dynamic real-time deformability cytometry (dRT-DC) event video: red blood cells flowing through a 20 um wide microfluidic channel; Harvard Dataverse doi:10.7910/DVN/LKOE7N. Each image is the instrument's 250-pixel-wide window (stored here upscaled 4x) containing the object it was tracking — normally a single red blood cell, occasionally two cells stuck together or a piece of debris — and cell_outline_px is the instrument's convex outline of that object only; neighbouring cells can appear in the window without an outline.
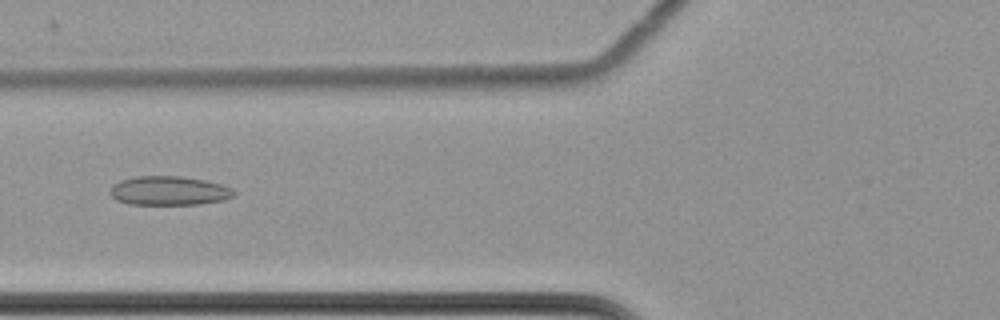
{"species": "common noctule bat (a hibernating species)", "species_latin": "Nyctalus noctula", "temperature_condition": "cold", "stored_images_in_passage": 52, "camera_frame_rate_fps": 3000, "um_per_image_px": 0.085, "animal": {"sex": "female", "body_mass_g": 22.7, "forearm_length_mm": 54.2}, "frame": {"image": 1, "passage_image": 17, "time_ms": 5.333, "image_size_px": [1000, 320], "cell_outline_px": [[236, 192], [232, 196], [224, 200], [200, 204], [128, 204], [116, 200], [108, 192], [112, 184], [120, 180], [136, 176], [180, 176], [204, 180], [220, 184], [232, 188]], "centroid_in_image_um": [14.33, 16.21], "position_along_channel_um": 111.5, "area_um2": 21.04}}
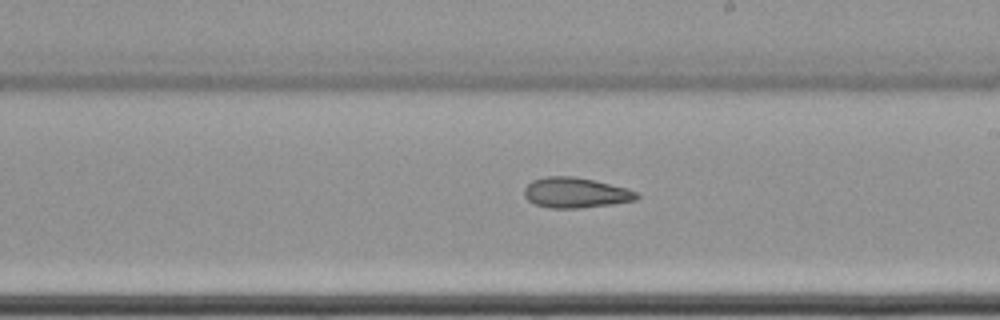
{"frame": {"image": 2, "passage_image": 28, "time_ms": 9.0, "image_size_px": [1000, 320], "cell_outline_px": [[640, 196], [636, 200], [612, 204], [580, 208], [548, 208], [536, 204], [528, 200], [524, 196], [524, 188], [532, 180], [544, 176], [572, 176], [592, 180], [624, 188], [636, 192]], "centroid_in_image_um": [48.88, 16.38], "position_along_channel_um": 240.1, "area_um2": 19.71}}
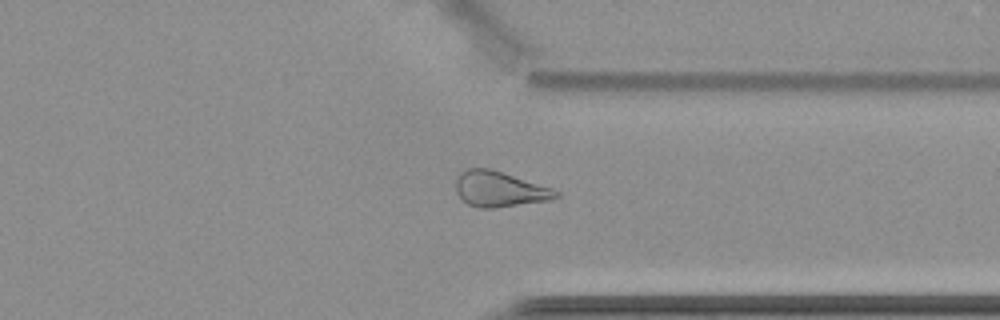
{"frame": {"image": 3, "passage_image": 39, "time_ms": 12.667, "image_size_px": [1000, 320], "cell_outline_px": [[560, 196], [552, 200], [496, 208], [480, 208], [468, 204], [456, 192], [456, 176], [464, 168], [492, 168], [552, 188], [560, 192]], "centroid_in_image_um": [42.47, 16.06], "position_along_channel_um": 368.9, "area_um2": 20.98}, "authors_computed_cell_mechanics": {"area_um2": 21.7617, "velocity_mm_per_s": 3.5043, "shape_relaxation_time_tau1_ms": null, "shape_relaxation_time_tau2_ms": 4.4742, "deformation_change_tau1": null, "deformation_change_tau2": 0.1162}}